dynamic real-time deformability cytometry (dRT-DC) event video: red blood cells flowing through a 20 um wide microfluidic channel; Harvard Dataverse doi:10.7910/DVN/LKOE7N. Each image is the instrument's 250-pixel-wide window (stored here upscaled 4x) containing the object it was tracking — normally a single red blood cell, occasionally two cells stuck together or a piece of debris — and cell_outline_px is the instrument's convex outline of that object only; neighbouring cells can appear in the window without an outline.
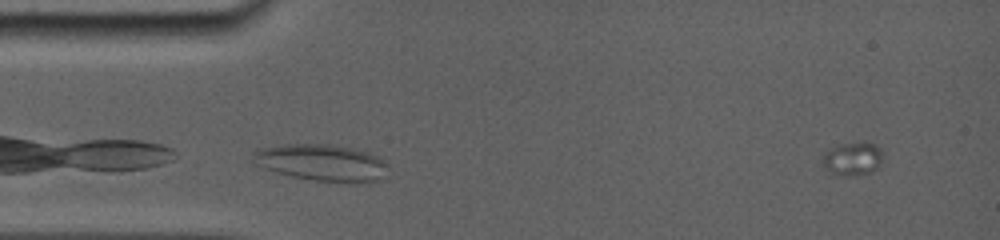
{"species": "common noctule bat (a hibernating species)", "species_latin": "Nyctalus noctula", "temperature_condition": "room temperature", "stored_images_in_passage": 10, "camera_frame_rate_fps": 5000, "um_per_image_px": 0.085, "animal": {"sex": "female", "body_mass_g": 19.0, "forearm_length_mm": 56.7}, "frame": {"image": 1, "passage_image": 2, "time_ms": 1.2, "image_size_px": [1000, 240], "cell_outline_px": [[384, 180], [368, 184], [344, 184], [316, 180], [292, 176], [268, 168], [260, 164], [252, 156], [252, 152], [264, 148], [288, 144], [332, 144], [352, 148], [368, 152], [376, 156], [384, 164]], "centroid_in_image_um": [27.46, 13.86], "position_along_channel_um": 57.5, "area_um2": 28.61}}
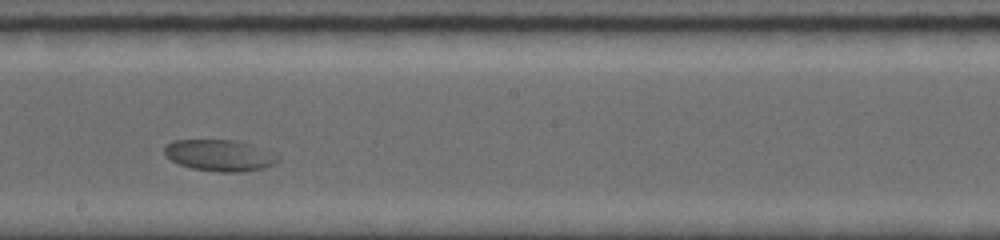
{"frame": {"image": 2, "passage_image": 6, "time_ms": 6.0, "image_size_px": [1000, 240], "cell_outline_px": [[280, 160], [264, 168], [240, 172], [220, 172], [192, 168], [180, 164], [172, 160], [164, 152], [164, 148], [168, 144], [176, 140], [236, 140], [252, 144], [280, 156]], "centroid_in_image_um": [18.71, 13.2], "position_along_channel_um": 229.5, "area_um2": 20.58}}
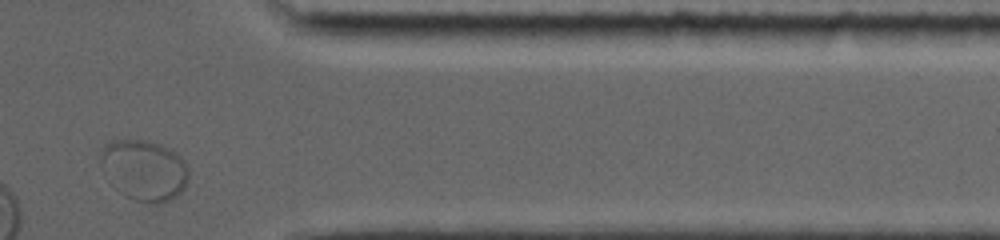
{"frame": {"image": 3, "passage_image": 10, "time_ms": 10.8, "image_size_px": [1000, 240], "cell_outline_px": [[188, 184], [172, 200], [160, 204], [152, 204], [136, 200], [124, 196], [108, 184], [100, 164], [100, 148], [112, 140], [144, 140], [160, 144], [176, 152], [184, 160], [188, 168]], "centroid_in_image_um": [12.22, 14.48], "position_along_channel_um": 399.2, "area_um2": 31.91}}